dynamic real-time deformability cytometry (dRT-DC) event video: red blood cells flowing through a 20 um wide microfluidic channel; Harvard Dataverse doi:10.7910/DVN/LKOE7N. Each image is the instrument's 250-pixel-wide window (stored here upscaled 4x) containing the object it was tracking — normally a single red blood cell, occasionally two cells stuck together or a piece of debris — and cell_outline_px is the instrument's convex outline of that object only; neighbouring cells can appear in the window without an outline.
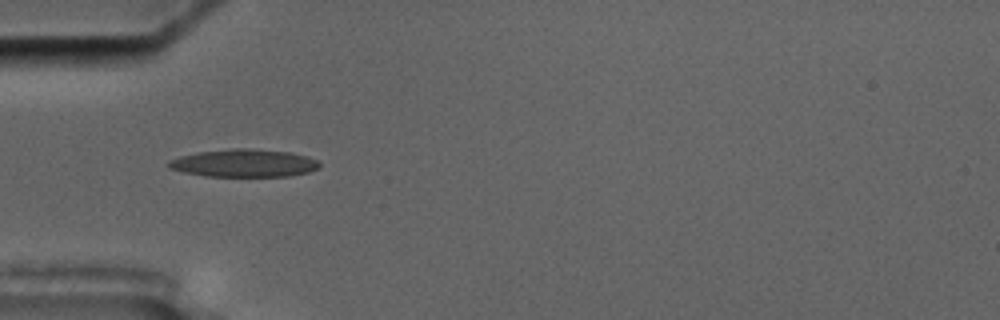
{"species": "common noctule bat (a hibernating species)", "species_latin": "Nyctalus noctula", "temperature_condition": "cold", "stored_images_in_passage": 2, "camera_frame_rate_fps": 3000, "um_per_image_px": 0.085, "animal": {"sex": "male", "body_mass_g": 17.5, "forearm_length_mm": 52.3}, "frame": {"image": 1, "passage_image": 1, "time_ms": 0.0, "image_size_px": [1000, 320], "cell_outline_px": [[320, 168], [308, 172], [288, 176], [204, 176], [184, 172], [168, 168], [168, 160], [180, 156], [196, 152], [232, 148], [248, 148], [288, 152], [308, 156], [316, 160], [320, 164]], "centroid_in_image_um": [20.72, 13.86], "position_along_channel_um": 64.3, "area_um2": 24.45}}